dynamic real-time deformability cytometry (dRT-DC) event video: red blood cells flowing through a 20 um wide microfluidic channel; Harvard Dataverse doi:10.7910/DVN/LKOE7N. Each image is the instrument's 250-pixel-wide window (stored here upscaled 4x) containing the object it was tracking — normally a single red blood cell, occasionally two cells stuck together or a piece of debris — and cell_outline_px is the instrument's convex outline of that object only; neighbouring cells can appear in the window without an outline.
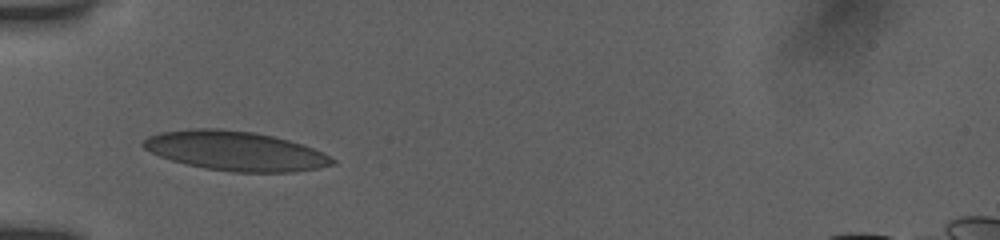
{"species": "human", "species_latin": "Homo sapiens", "temperature_condition": "room temperature", "stored_images_in_passage": 36, "camera_frame_rate_fps": 3000, "um_per_image_px": 0.085, "donor": {"sex": "female"}, "frame": {"image": 1, "passage_image": 1, "time_ms": 0.0, "image_size_px": [1000, 240], "cell_outline_px": [[336, 164], [296, 172], [232, 172], [204, 168], [184, 164], [160, 156], [144, 148], [140, 144], [148, 136], [160, 132], [192, 128], [220, 128], [252, 132], [272, 136], [304, 144], [324, 152], [332, 156], [336, 160]], "centroid_in_image_um": [20.03, 12.83], "position_along_channel_um": 65.0, "area_um2": 43.7}}
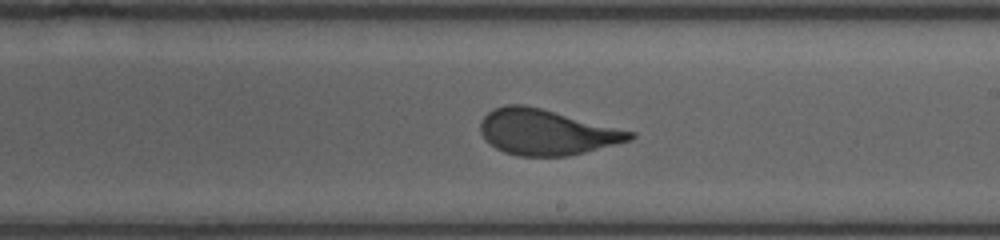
{"frame": {"image": 2, "passage_image": 15, "time_ms": 4.667, "image_size_px": [1000, 240], "cell_outline_px": [[636, 136], [632, 140], [568, 156], [516, 156], [504, 152], [496, 148], [480, 132], [480, 120], [492, 108], [504, 104], [524, 104], [636, 132]], "centroid_in_image_um": [46.44, 11.22], "position_along_channel_um": 242.6, "area_um2": 39.65}}
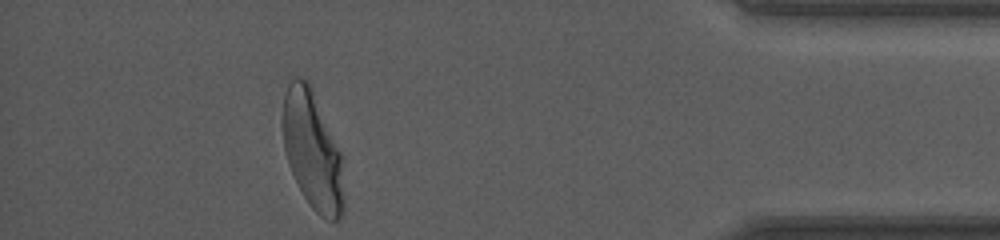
{"frame": {"image": 3, "passage_image": 31, "time_ms": 10.0, "image_size_px": [1000, 240], "cell_outline_px": [[344, 216], [336, 220], [328, 220], [320, 216], [308, 204], [288, 164], [284, 148], [280, 120], [284, 92], [292, 76], [300, 76], [308, 80], [312, 88], [344, 156]], "centroid_in_image_um": [26.57, 12.75], "position_along_channel_um": 408.6, "area_um2": 43.64}, "authors_computed_cell_mechanics": {"area_um2": 40.5178, "velocity_mm_per_s": 3.8862, "shape_relaxation_time_tau1_ms": 4.9621, "shape_relaxation_time_tau2_ms": null, "deformation_change_tau1": 0.179, "deformation_change_tau2": null}}